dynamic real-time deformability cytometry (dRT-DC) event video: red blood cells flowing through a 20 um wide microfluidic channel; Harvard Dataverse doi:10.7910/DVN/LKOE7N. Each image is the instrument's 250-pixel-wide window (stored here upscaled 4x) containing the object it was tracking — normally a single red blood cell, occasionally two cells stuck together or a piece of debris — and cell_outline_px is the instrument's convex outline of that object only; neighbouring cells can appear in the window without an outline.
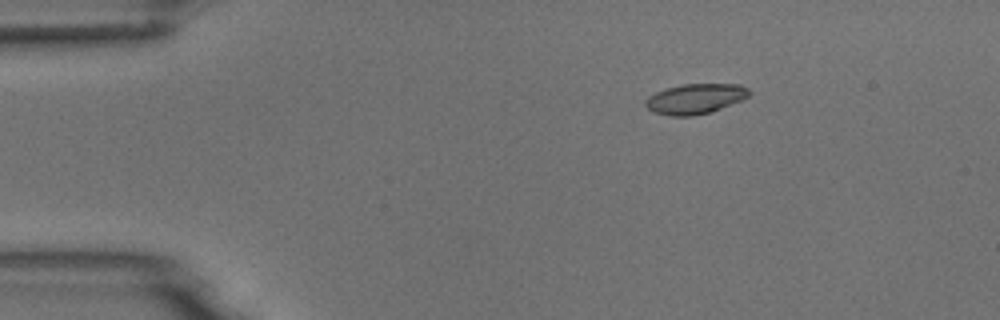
{"species": "common noctule bat (a hibernating species)", "species_latin": "Nyctalus noctula", "temperature_condition": "room temperature", "stored_images_in_passage": 4, "camera_frame_rate_fps": 3000, "um_per_image_px": 0.085, "animal": {"sex": "male", "body_mass_g": 18.8}, "frame": {"image": 1, "passage_image": 2, "time_ms": 1.333, "image_size_px": [1000, 320], "cell_outline_px": [[752, 92], [748, 96], [740, 100], [712, 112], [692, 116], [672, 116], [656, 112], [648, 108], [644, 104], [644, 100], [648, 96], [656, 92], [668, 88], [684, 84], [740, 84], [748, 88]], "centroid_in_image_um": [59.11, 8.39], "position_along_channel_um": 25.9, "area_um2": 18.09}}
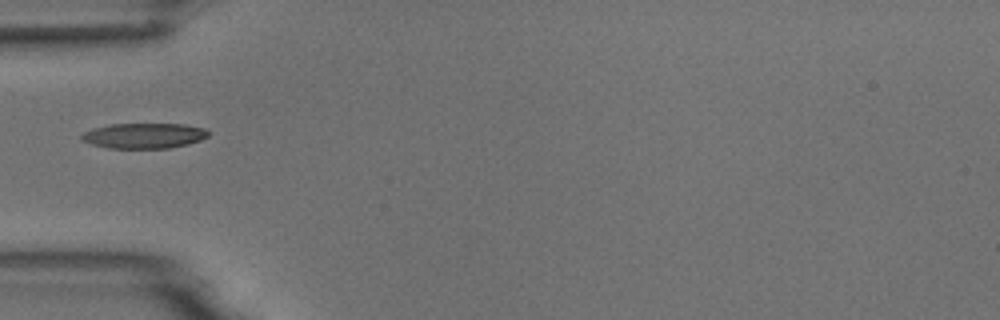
{"frame": {"image": 2, "passage_image": 4, "time_ms": 4.333, "image_size_px": [1000, 320], "cell_outline_px": [[208, 136], [200, 140], [188, 144], [168, 148], [108, 148], [92, 144], [80, 140], [80, 136], [84, 132], [92, 128], [112, 124], [184, 124], [204, 128], [208, 132]], "centroid_in_image_um": [12.21, 11.53], "position_along_channel_um": 72.8, "area_um2": 18.67}}